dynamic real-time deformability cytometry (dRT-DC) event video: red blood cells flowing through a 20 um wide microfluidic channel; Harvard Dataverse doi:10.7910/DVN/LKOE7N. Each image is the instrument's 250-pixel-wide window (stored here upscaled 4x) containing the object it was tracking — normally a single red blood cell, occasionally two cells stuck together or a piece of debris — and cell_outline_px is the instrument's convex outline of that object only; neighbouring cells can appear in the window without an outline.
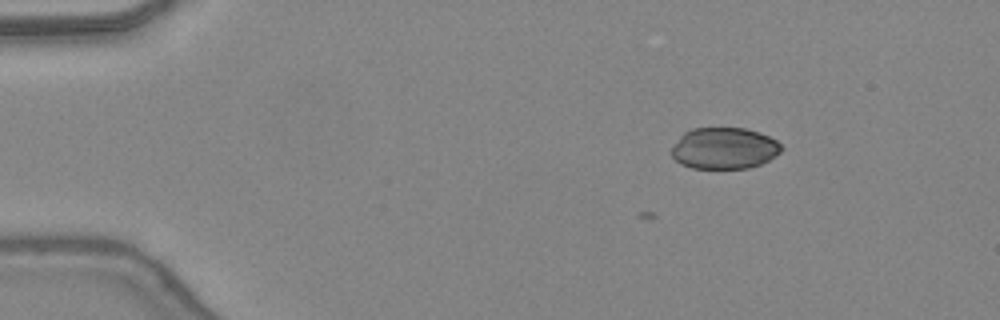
{"species": "common noctule bat (a hibernating species)", "species_latin": "Nyctalus noctula", "temperature_condition": "warm", "stored_images_in_passage": 3, "camera_frame_rate_fps": 3000, "um_per_image_px": 0.085, "animal": {"sex": "female", "body_mass_g": 24.6, "forearm_length_mm": 56.2}, "frame": {"image": 1, "passage_image": 3, "time_ms": 0.667, "image_size_px": [1000, 320], "cell_outline_px": [[784, 148], [776, 156], [760, 164], [748, 168], [692, 168], [680, 164], [672, 156], [672, 148], [680, 136], [684, 132], [692, 128], [744, 128], [760, 132], [776, 140]], "centroid_in_image_um": [61.57, 12.6], "position_along_channel_um": 23.4, "area_um2": 26.53}}